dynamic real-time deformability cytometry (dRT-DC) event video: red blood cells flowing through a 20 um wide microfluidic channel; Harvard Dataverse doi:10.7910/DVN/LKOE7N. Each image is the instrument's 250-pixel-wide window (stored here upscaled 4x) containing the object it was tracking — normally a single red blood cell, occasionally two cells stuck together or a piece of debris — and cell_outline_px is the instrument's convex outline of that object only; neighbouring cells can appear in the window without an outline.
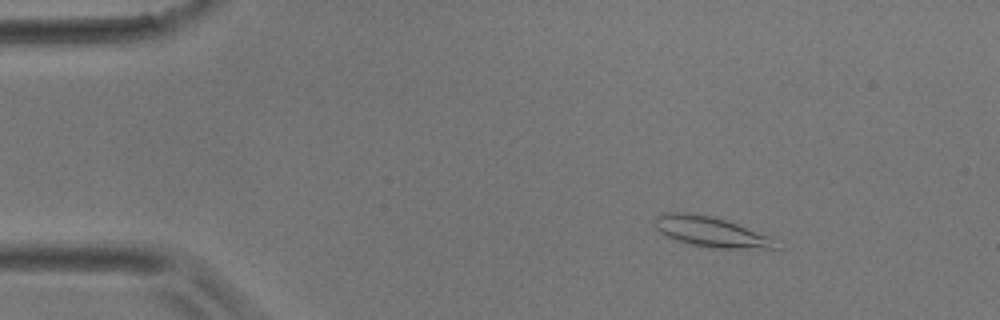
{"species": "common noctule bat (a hibernating species)", "species_latin": "Nyctalus noctula", "temperature_condition": "room temperature", "stored_images_in_passage": 3, "camera_frame_rate_fps": 3000, "um_per_image_px": 0.085, "animal": {"sex": "male", "body_mass_g": 17.9}, "frame": {"image": 1, "passage_image": 2, "time_ms": 0.333, "image_size_px": [1000, 320], "cell_outline_px": [[780, 248], [712, 248], [692, 244], [668, 236], [660, 232], [652, 224], [656, 216], [664, 212], [688, 212], [712, 216], [736, 224], [768, 236]], "centroid_in_image_um": [60.34, 19.68], "position_along_channel_um": 24.7, "area_um2": 20.81}}